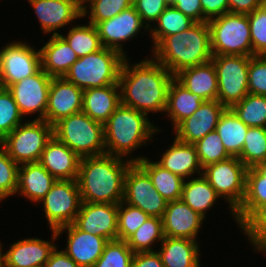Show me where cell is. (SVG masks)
Wrapping results in <instances>:
<instances>
[{"label": "cell", "instance_id": "cell-8", "mask_svg": "<svg viewBox=\"0 0 266 267\" xmlns=\"http://www.w3.org/2000/svg\"><path fill=\"white\" fill-rule=\"evenodd\" d=\"M52 137L53 126L45 120L33 118L17 126L0 145L16 164L36 163Z\"/></svg>", "mask_w": 266, "mask_h": 267}, {"label": "cell", "instance_id": "cell-47", "mask_svg": "<svg viewBox=\"0 0 266 267\" xmlns=\"http://www.w3.org/2000/svg\"><path fill=\"white\" fill-rule=\"evenodd\" d=\"M247 15L253 56L264 55L266 53V2Z\"/></svg>", "mask_w": 266, "mask_h": 267}, {"label": "cell", "instance_id": "cell-24", "mask_svg": "<svg viewBox=\"0 0 266 267\" xmlns=\"http://www.w3.org/2000/svg\"><path fill=\"white\" fill-rule=\"evenodd\" d=\"M173 139L172 144L166 148V151L164 149L161 158L156 162L184 180L202 175L203 168L194 144L183 143L175 137Z\"/></svg>", "mask_w": 266, "mask_h": 267}, {"label": "cell", "instance_id": "cell-25", "mask_svg": "<svg viewBox=\"0 0 266 267\" xmlns=\"http://www.w3.org/2000/svg\"><path fill=\"white\" fill-rule=\"evenodd\" d=\"M55 182L56 179L39 162L25 163L19 165L16 194L37 206Z\"/></svg>", "mask_w": 266, "mask_h": 267}, {"label": "cell", "instance_id": "cell-4", "mask_svg": "<svg viewBox=\"0 0 266 267\" xmlns=\"http://www.w3.org/2000/svg\"><path fill=\"white\" fill-rule=\"evenodd\" d=\"M151 51V56L174 76L185 68L210 62L213 55L208 22H195L182 33L164 37Z\"/></svg>", "mask_w": 266, "mask_h": 267}, {"label": "cell", "instance_id": "cell-1", "mask_svg": "<svg viewBox=\"0 0 266 267\" xmlns=\"http://www.w3.org/2000/svg\"><path fill=\"white\" fill-rule=\"evenodd\" d=\"M174 77L150 55L134 64L125 57L118 80L121 104L147 116L150 113L164 114L168 89Z\"/></svg>", "mask_w": 266, "mask_h": 267}, {"label": "cell", "instance_id": "cell-35", "mask_svg": "<svg viewBox=\"0 0 266 267\" xmlns=\"http://www.w3.org/2000/svg\"><path fill=\"white\" fill-rule=\"evenodd\" d=\"M195 23L190 17L169 5L160 15L158 20L149 29L152 40L151 50L166 36L186 31ZM155 25V26H154Z\"/></svg>", "mask_w": 266, "mask_h": 267}, {"label": "cell", "instance_id": "cell-18", "mask_svg": "<svg viewBox=\"0 0 266 267\" xmlns=\"http://www.w3.org/2000/svg\"><path fill=\"white\" fill-rule=\"evenodd\" d=\"M52 240L40 237L24 238L13 241L9 248L3 250L6 267H45L51 253L57 247L55 230H50Z\"/></svg>", "mask_w": 266, "mask_h": 267}, {"label": "cell", "instance_id": "cell-37", "mask_svg": "<svg viewBox=\"0 0 266 267\" xmlns=\"http://www.w3.org/2000/svg\"><path fill=\"white\" fill-rule=\"evenodd\" d=\"M162 218L149 217L127 240V245L134 252L156 251L164 239Z\"/></svg>", "mask_w": 266, "mask_h": 267}, {"label": "cell", "instance_id": "cell-22", "mask_svg": "<svg viewBox=\"0 0 266 267\" xmlns=\"http://www.w3.org/2000/svg\"><path fill=\"white\" fill-rule=\"evenodd\" d=\"M203 221L205 218L181 199L167 202L162 217L164 236L198 241L200 229L203 228Z\"/></svg>", "mask_w": 266, "mask_h": 267}, {"label": "cell", "instance_id": "cell-50", "mask_svg": "<svg viewBox=\"0 0 266 267\" xmlns=\"http://www.w3.org/2000/svg\"><path fill=\"white\" fill-rule=\"evenodd\" d=\"M171 5L195 22H203L201 0H174Z\"/></svg>", "mask_w": 266, "mask_h": 267}, {"label": "cell", "instance_id": "cell-41", "mask_svg": "<svg viewBox=\"0 0 266 267\" xmlns=\"http://www.w3.org/2000/svg\"><path fill=\"white\" fill-rule=\"evenodd\" d=\"M253 251L266 254V204L259 207L240 227Z\"/></svg>", "mask_w": 266, "mask_h": 267}, {"label": "cell", "instance_id": "cell-21", "mask_svg": "<svg viewBox=\"0 0 266 267\" xmlns=\"http://www.w3.org/2000/svg\"><path fill=\"white\" fill-rule=\"evenodd\" d=\"M58 239L66 234V247L62 249L80 267H92L104 251L109 242L106 238L84 232L73 224L55 230Z\"/></svg>", "mask_w": 266, "mask_h": 267}, {"label": "cell", "instance_id": "cell-9", "mask_svg": "<svg viewBox=\"0 0 266 267\" xmlns=\"http://www.w3.org/2000/svg\"><path fill=\"white\" fill-rule=\"evenodd\" d=\"M247 171L248 168L238 157H230L203 168V176L216 193L224 198L226 204L228 203L234 221V211L241 205L245 196Z\"/></svg>", "mask_w": 266, "mask_h": 267}, {"label": "cell", "instance_id": "cell-44", "mask_svg": "<svg viewBox=\"0 0 266 267\" xmlns=\"http://www.w3.org/2000/svg\"><path fill=\"white\" fill-rule=\"evenodd\" d=\"M134 252L126 241H109L92 267H131Z\"/></svg>", "mask_w": 266, "mask_h": 267}, {"label": "cell", "instance_id": "cell-43", "mask_svg": "<svg viewBox=\"0 0 266 267\" xmlns=\"http://www.w3.org/2000/svg\"><path fill=\"white\" fill-rule=\"evenodd\" d=\"M150 216L124 201L118 204L117 239L126 241Z\"/></svg>", "mask_w": 266, "mask_h": 267}, {"label": "cell", "instance_id": "cell-29", "mask_svg": "<svg viewBox=\"0 0 266 267\" xmlns=\"http://www.w3.org/2000/svg\"><path fill=\"white\" fill-rule=\"evenodd\" d=\"M175 78L187 90L199 95L204 101L217 100L218 80L212 61L185 68L178 72Z\"/></svg>", "mask_w": 266, "mask_h": 267}, {"label": "cell", "instance_id": "cell-31", "mask_svg": "<svg viewBox=\"0 0 266 267\" xmlns=\"http://www.w3.org/2000/svg\"><path fill=\"white\" fill-rule=\"evenodd\" d=\"M181 200L206 219L208 211L222 198L202 174L184 181Z\"/></svg>", "mask_w": 266, "mask_h": 267}, {"label": "cell", "instance_id": "cell-51", "mask_svg": "<svg viewBox=\"0 0 266 267\" xmlns=\"http://www.w3.org/2000/svg\"><path fill=\"white\" fill-rule=\"evenodd\" d=\"M203 22L229 12L228 0H201Z\"/></svg>", "mask_w": 266, "mask_h": 267}, {"label": "cell", "instance_id": "cell-32", "mask_svg": "<svg viewBox=\"0 0 266 267\" xmlns=\"http://www.w3.org/2000/svg\"><path fill=\"white\" fill-rule=\"evenodd\" d=\"M149 158L146 156L137 164L149 175L154 188L167 202L180 200L185 180Z\"/></svg>", "mask_w": 266, "mask_h": 267}, {"label": "cell", "instance_id": "cell-53", "mask_svg": "<svg viewBox=\"0 0 266 267\" xmlns=\"http://www.w3.org/2000/svg\"><path fill=\"white\" fill-rule=\"evenodd\" d=\"M266 0H228L229 12L238 14L252 13L256 8L261 7Z\"/></svg>", "mask_w": 266, "mask_h": 267}, {"label": "cell", "instance_id": "cell-23", "mask_svg": "<svg viewBox=\"0 0 266 267\" xmlns=\"http://www.w3.org/2000/svg\"><path fill=\"white\" fill-rule=\"evenodd\" d=\"M81 158L54 135L44 148L39 163L56 180H76Z\"/></svg>", "mask_w": 266, "mask_h": 267}, {"label": "cell", "instance_id": "cell-13", "mask_svg": "<svg viewBox=\"0 0 266 267\" xmlns=\"http://www.w3.org/2000/svg\"><path fill=\"white\" fill-rule=\"evenodd\" d=\"M123 201L140 208L150 217L162 218L167 206L149 175L137 163H132L127 169Z\"/></svg>", "mask_w": 266, "mask_h": 267}, {"label": "cell", "instance_id": "cell-45", "mask_svg": "<svg viewBox=\"0 0 266 267\" xmlns=\"http://www.w3.org/2000/svg\"><path fill=\"white\" fill-rule=\"evenodd\" d=\"M12 93L5 88L0 92V142L24 122Z\"/></svg>", "mask_w": 266, "mask_h": 267}, {"label": "cell", "instance_id": "cell-26", "mask_svg": "<svg viewBox=\"0 0 266 267\" xmlns=\"http://www.w3.org/2000/svg\"><path fill=\"white\" fill-rule=\"evenodd\" d=\"M121 104L119 84L83 90L82 112L104 124Z\"/></svg>", "mask_w": 266, "mask_h": 267}, {"label": "cell", "instance_id": "cell-54", "mask_svg": "<svg viewBox=\"0 0 266 267\" xmlns=\"http://www.w3.org/2000/svg\"><path fill=\"white\" fill-rule=\"evenodd\" d=\"M57 246L51 253L45 267H80L72 258H70L62 249Z\"/></svg>", "mask_w": 266, "mask_h": 267}, {"label": "cell", "instance_id": "cell-12", "mask_svg": "<svg viewBox=\"0 0 266 267\" xmlns=\"http://www.w3.org/2000/svg\"><path fill=\"white\" fill-rule=\"evenodd\" d=\"M18 40V41H17ZM0 48V70L5 88L36 74L41 69L40 49L17 39Z\"/></svg>", "mask_w": 266, "mask_h": 267}, {"label": "cell", "instance_id": "cell-33", "mask_svg": "<svg viewBox=\"0 0 266 267\" xmlns=\"http://www.w3.org/2000/svg\"><path fill=\"white\" fill-rule=\"evenodd\" d=\"M266 204V177L254 167L248 168L245 196L234 211L235 223L240 227L259 207Z\"/></svg>", "mask_w": 266, "mask_h": 267}, {"label": "cell", "instance_id": "cell-7", "mask_svg": "<svg viewBox=\"0 0 266 267\" xmlns=\"http://www.w3.org/2000/svg\"><path fill=\"white\" fill-rule=\"evenodd\" d=\"M207 22L212 55L253 56L247 14L228 12Z\"/></svg>", "mask_w": 266, "mask_h": 267}, {"label": "cell", "instance_id": "cell-49", "mask_svg": "<svg viewBox=\"0 0 266 267\" xmlns=\"http://www.w3.org/2000/svg\"><path fill=\"white\" fill-rule=\"evenodd\" d=\"M133 6L142 22L150 29L169 4L165 0H133Z\"/></svg>", "mask_w": 266, "mask_h": 267}, {"label": "cell", "instance_id": "cell-59", "mask_svg": "<svg viewBox=\"0 0 266 267\" xmlns=\"http://www.w3.org/2000/svg\"><path fill=\"white\" fill-rule=\"evenodd\" d=\"M264 132L266 134V124L263 126Z\"/></svg>", "mask_w": 266, "mask_h": 267}, {"label": "cell", "instance_id": "cell-46", "mask_svg": "<svg viewBox=\"0 0 266 267\" xmlns=\"http://www.w3.org/2000/svg\"><path fill=\"white\" fill-rule=\"evenodd\" d=\"M18 169L19 165L9 157L7 151L0 145V204L6 198L16 194Z\"/></svg>", "mask_w": 266, "mask_h": 267}, {"label": "cell", "instance_id": "cell-19", "mask_svg": "<svg viewBox=\"0 0 266 267\" xmlns=\"http://www.w3.org/2000/svg\"><path fill=\"white\" fill-rule=\"evenodd\" d=\"M83 90L64 77L51 79L44 120L54 125L60 119L82 111Z\"/></svg>", "mask_w": 266, "mask_h": 267}, {"label": "cell", "instance_id": "cell-42", "mask_svg": "<svg viewBox=\"0 0 266 267\" xmlns=\"http://www.w3.org/2000/svg\"><path fill=\"white\" fill-rule=\"evenodd\" d=\"M200 165H207L226 160L231 156L227 153L220 136L216 131L209 132L194 144Z\"/></svg>", "mask_w": 266, "mask_h": 267}, {"label": "cell", "instance_id": "cell-56", "mask_svg": "<svg viewBox=\"0 0 266 267\" xmlns=\"http://www.w3.org/2000/svg\"><path fill=\"white\" fill-rule=\"evenodd\" d=\"M3 242H0V267H6L5 264V257H4V253H3Z\"/></svg>", "mask_w": 266, "mask_h": 267}, {"label": "cell", "instance_id": "cell-14", "mask_svg": "<svg viewBox=\"0 0 266 267\" xmlns=\"http://www.w3.org/2000/svg\"><path fill=\"white\" fill-rule=\"evenodd\" d=\"M95 27L102 46L114 49L125 57H128V51L124 49L126 41L130 42L138 34L149 32L133 5L110 19L98 22Z\"/></svg>", "mask_w": 266, "mask_h": 267}, {"label": "cell", "instance_id": "cell-3", "mask_svg": "<svg viewBox=\"0 0 266 267\" xmlns=\"http://www.w3.org/2000/svg\"><path fill=\"white\" fill-rule=\"evenodd\" d=\"M149 116L131 107L120 104L103 124L106 154L117 156L132 163L144 157L131 156L133 151L153 142L152 138L162 130L150 120ZM155 134V135H154ZM146 144V145H145ZM126 157V158H125Z\"/></svg>", "mask_w": 266, "mask_h": 267}, {"label": "cell", "instance_id": "cell-52", "mask_svg": "<svg viewBox=\"0 0 266 267\" xmlns=\"http://www.w3.org/2000/svg\"><path fill=\"white\" fill-rule=\"evenodd\" d=\"M131 267H164L157 251L134 253Z\"/></svg>", "mask_w": 266, "mask_h": 267}, {"label": "cell", "instance_id": "cell-15", "mask_svg": "<svg viewBox=\"0 0 266 267\" xmlns=\"http://www.w3.org/2000/svg\"><path fill=\"white\" fill-rule=\"evenodd\" d=\"M51 79L52 77L41 68L36 74L8 88L24 119L36 113L35 120H44Z\"/></svg>", "mask_w": 266, "mask_h": 267}, {"label": "cell", "instance_id": "cell-39", "mask_svg": "<svg viewBox=\"0 0 266 267\" xmlns=\"http://www.w3.org/2000/svg\"><path fill=\"white\" fill-rule=\"evenodd\" d=\"M133 5V0H82V17L96 25Z\"/></svg>", "mask_w": 266, "mask_h": 267}, {"label": "cell", "instance_id": "cell-27", "mask_svg": "<svg viewBox=\"0 0 266 267\" xmlns=\"http://www.w3.org/2000/svg\"><path fill=\"white\" fill-rule=\"evenodd\" d=\"M159 246L156 251L164 267H202L199 241L165 236Z\"/></svg>", "mask_w": 266, "mask_h": 267}, {"label": "cell", "instance_id": "cell-58", "mask_svg": "<svg viewBox=\"0 0 266 267\" xmlns=\"http://www.w3.org/2000/svg\"><path fill=\"white\" fill-rule=\"evenodd\" d=\"M169 5H171L173 2H174V0H165Z\"/></svg>", "mask_w": 266, "mask_h": 267}, {"label": "cell", "instance_id": "cell-55", "mask_svg": "<svg viewBox=\"0 0 266 267\" xmlns=\"http://www.w3.org/2000/svg\"><path fill=\"white\" fill-rule=\"evenodd\" d=\"M261 175L266 177V160L260 162L254 167Z\"/></svg>", "mask_w": 266, "mask_h": 267}, {"label": "cell", "instance_id": "cell-10", "mask_svg": "<svg viewBox=\"0 0 266 267\" xmlns=\"http://www.w3.org/2000/svg\"><path fill=\"white\" fill-rule=\"evenodd\" d=\"M211 61L217 73V100L226 108H231L249 93V56L213 55Z\"/></svg>", "mask_w": 266, "mask_h": 267}, {"label": "cell", "instance_id": "cell-28", "mask_svg": "<svg viewBox=\"0 0 266 267\" xmlns=\"http://www.w3.org/2000/svg\"><path fill=\"white\" fill-rule=\"evenodd\" d=\"M48 39L39 48L41 68L52 78L64 77L78 57L60 34L51 35Z\"/></svg>", "mask_w": 266, "mask_h": 267}, {"label": "cell", "instance_id": "cell-36", "mask_svg": "<svg viewBox=\"0 0 266 267\" xmlns=\"http://www.w3.org/2000/svg\"><path fill=\"white\" fill-rule=\"evenodd\" d=\"M85 24H73L68 27L66 34L60 33L78 58L96 52L103 47L95 25L89 22Z\"/></svg>", "mask_w": 266, "mask_h": 267}, {"label": "cell", "instance_id": "cell-6", "mask_svg": "<svg viewBox=\"0 0 266 267\" xmlns=\"http://www.w3.org/2000/svg\"><path fill=\"white\" fill-rule=\"evenodd\" d=\"M53 135L80 158L106 154L103 124L82 111L56 122Z\"/></svg>", "mask_w": 266, "mask_h": 267}, {"label": "cell", "instance_id": "cell-2", "mask_svg": "<svg viewBox=\"0 0 266 267\" xmlns=\"http://www.w3.org/2000/svg\"><path fill=\"white\" fill-rule=\"evenodd\" d=\"M131 164L109 154L81 158L76 179L81 201L119 204L123 201L125 176Z\"/></svg>", "mask_w": 266, "mask_h": 267}, {"label": "cell", "instance_id": "cell-20", "mask_svg": "<svg viewBox=\"0 0 266 267\" xmlns=\"http://www.w3.org/2000/svg\"><path fill=\"white\" fill-rule=\"evenodd\" d=\"M225 109L218 100L204 101L195 113L170 130H173L172 133L177 140L195 144L209 132L215 131Z\"/></svg>", "mask_w": 266, "mask_h": 267}, {"label": "cell", "instance_id": "cell-57", "mask_svg": "<svg viewBox=\"0 0 266 267\" xmlns=\"http://www.w3.org/2000/svg\"><path fill=\"white\" fill-rule=\"evenodd\" d=\"M4 89H5V86L3 83L2 74H1V70H0V92L3 91Z\"/></svg>", "mask_w": 266, "mask_h": 267}, {"label": "cell", "instance_id": "cell-17", "mask_svg": "<svg viewBox=\"0 0 266 267\" xmlns=\"http://www.w3.org/2000/svg\"><path fill=\"white\" fill-rule=\"evenodd\" d=\"M118 204L82 202L72 223L77 229L108 241L117 240Z\"/></svg>", "mask_w": 266, "mask_h": 267}, {"label": "cell", "instance_id": "cell-16", "mask_svg": "<svg viewBox=\"0 0 266 267\" xmlns=\"http://www.w3.org/2000/svg\"><path fill=\"white\" fill-rule=\"evenodd\" d=\"M42 34L58 35L61 28L75 24L82 18V0H27ZM73 22V23H72ZM52 32V33H51Z\"/></svg>", "mask_w": 266, "mask_h": 267}, {"label": "cell", "instance_id": "cell-11", "mask_svg": "<svg viewBox=\"0 0 266 267\" xmlns=\"http://www.w3.org/2000/svg\"><path fill=\"white\" fill-rule=\"evenodd\" d=\"M81 203L76 180H56L38 204H42L41 208L50 230H57L74 222Z\"/></svg>", "mask_w": 266, "mask_h": 267}, {"label": "cell", "instance_id": "cell-30", "mask_svg": "<svg viewBox=\"0 0 266 267\" xmlns=\"http://www.w3.org/2000/svg\"><path fill=\"white\" fill-rule=\"evenodd\" d=\"M204 100L187 90L175 77L168 89L167 107L164 117L172 123L174 129L181 121L191 116Z\"/></svg>", "mask_w": 266, "mask_h": 267}, {"label": "cell", "instance_id": "cell-38", "mask_svg": "<svg viewBox=\"0 0 266 267\" xmlns=\"http://www.w3.org/2000/svg\"><path fill=\"white\" fill-rule=\"evenodd\" d=\"M231 109L248 127H263L266 124V96L248 93Z\"/></svg>", "mask_w": 266, "mask_h": 267}, {"label": "cell", "instance_id": "cell-48", "mask_svg": "<svg viewBox=\"0 0 266 267\" xmlns=\"http://www.w3.org/2000/svg\"><path fill=\"white\" fill-rule=\"evenodd\" d=\"M248 91L266 96V58L263 55L249 57Z\"/></svg>", "mask_w": 266, "mask_h": 267}, {"label": "cell", "instance_id": "cell-5", "mask_svg": "<svg viewBox=\"0 0 266 267\" xmlns=\"http://www.w3.org/2000/svg\"><path fill=\"white\" fill-rule=\"evenodd\" d=\"M124 59L125 56L120 52L102 47L96 52L78 58L64 78L82 90L118 84Z\"/></svg>", "mask_w": 266, "mask_h": 267}, {"label": "cell", "instance_id": "cell-40", "mask_svg": "<svg viewBox=\"0 0 266 267\" xmlns=\"http://www.w3.org/2000/svg\"><path fill=\"white\" fill-rule=\"evenodd\" d=\"M247 167H255L266 160V134L263 127H249L244 146L238 157Z\"/></svg>", "mask_w": 266, "mask_h": 267}, {"label": "cell", "instance_id": "cell-34", "mask_svg": "<svg viewBox=\"0 0 266 267\" xmlns=\"http://www.w3.org/2000/svg\"><path fill=\"white\" fill-rule=\"evenodd\" d=\"M248 128L231 108H226L220 116L215 131L231 157L240 156Z\"/></svg>", "mask_w": 266, "mask_h": 267}]
</instances>
